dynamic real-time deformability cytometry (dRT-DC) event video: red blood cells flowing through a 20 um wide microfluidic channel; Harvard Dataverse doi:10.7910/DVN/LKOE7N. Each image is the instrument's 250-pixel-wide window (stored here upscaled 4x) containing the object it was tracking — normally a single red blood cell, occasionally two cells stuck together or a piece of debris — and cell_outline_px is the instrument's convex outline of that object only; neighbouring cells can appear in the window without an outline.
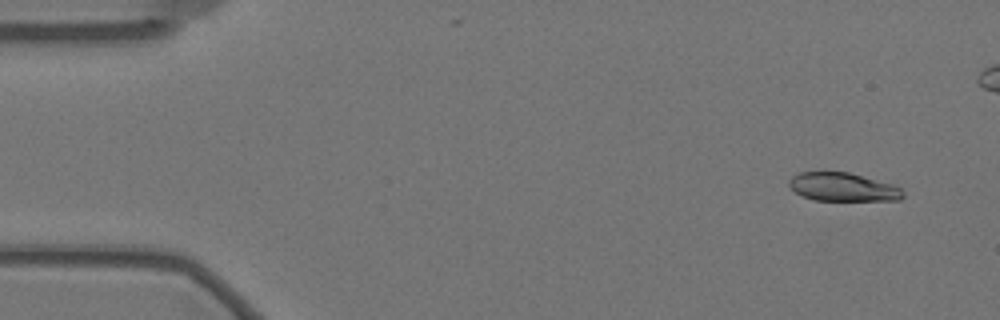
{"species": "Egyptian fruit bat (a non-hibernating species)", "species_latin": "Rousettus aegyptiacus", "temperature_condition": "warm", "stored_images_in_passage": 55, "camera_frame_rate_fps": 3000, "um_per_image_px": 0.085, "animal": {"sex": "female"}, "frame": {"image": 1, "passage_image": 3, "time_ms": 0.667, "image_size_px": [1000, 320], "cell_outline_px": [[904, 196], [900, 200], [812, 200], [796, 192], [788, 184], [788, 180], [792, 176], [800, 172], [848, 172], [892, 184], [900, 188], [904, 192]], "centroid_in_image_um": [71.64, 15.9], "position_along_channel_um": 13.4, "area_um2": 18.73}}
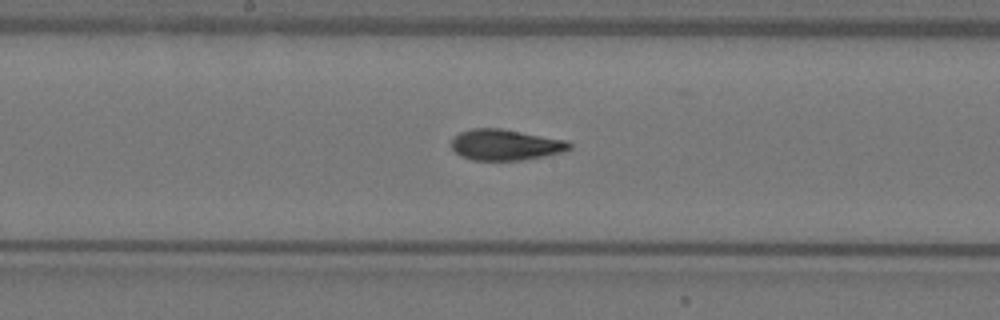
{"frame": {"image": 2, "passage_image": 29, "time_ms": 9.333, "image_size_px": [1000, 320], "cell_outline_px": [[572, 148], [560, 152], [544, 156], [520, 160], [472, 160], [460, 156], [452, 148], [452, 140], [460, 132], [472, 128], [500, 128], [568, 140], [572, 144]], "centroid_in_image_um": [42.97, 12.3], "position_along_channel_um": 205.2, "area_um2": 21.21}}
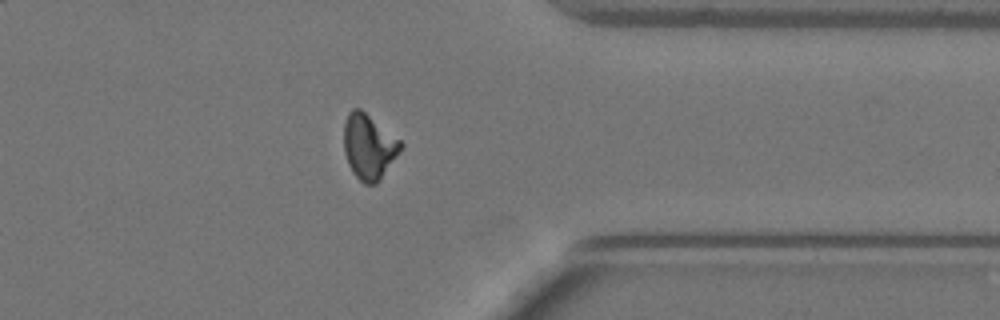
{"frame": {"image": 3, "passage_image": 45, "time_ms": 14.667, "image_size_px": [1000, 320], "cell_outline_px": [[404, 144], [400, 152], [380, 180], [376, 184], [364, 184], [352, 172], [348, 164], [344, 152], [344, 124], [348, 112], [352, 108], [360, 108], [400, 140]], "centroid_in_image_um": [31.35, 12.47], "position_along_channel_um": 380.1, "area_um2": 21.56}}